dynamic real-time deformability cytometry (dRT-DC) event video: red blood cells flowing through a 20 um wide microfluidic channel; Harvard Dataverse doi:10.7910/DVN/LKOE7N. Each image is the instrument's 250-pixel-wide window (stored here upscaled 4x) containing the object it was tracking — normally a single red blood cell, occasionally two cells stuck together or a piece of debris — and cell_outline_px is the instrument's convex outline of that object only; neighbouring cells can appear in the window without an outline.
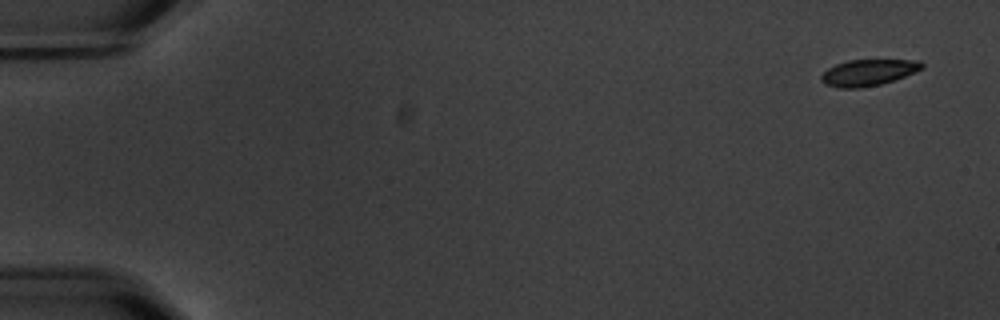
{"species": "common noctule bat (a hibernating species)", "species_latin": "Nyctalus noctula", "temperature_condition": "warm", "stored_images_in_passage": 7, "camera_frame_rate_fps": 3000, "um_per_image_px": 0.085, "animal": {"sex": "male", "body_mass_g": 20.1, "forearm_length_mm": 53.5}, "frame": {"image": 1, "passage_image": 1, "time_ms": 0.0, "image_size_px": [1000, 320], "cell_outline_px": [[924, 68], [904, 76], [880, 84], [860, 88], [840, 88], [824, 84], [820, 80], [820, 76], [828, 68], [836, 64], [848, 60], [920, 60], [924, 64]], "centroid_in_image_um": [73.78, 6.16], "position_along_channel_um": 11.2, "area_um2": 15.37}}
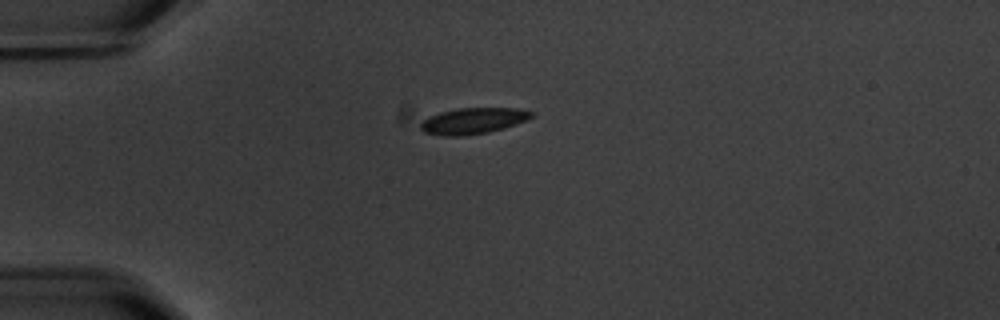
{"frame": {"image": 2, "passage_image": 4, "time_ms": 4.333, "image_size_px": [1000, 320], "cell_outline_px": [[532, 116], [516, 124], [488, 132], [464, 136], [440, 136], [424, 132], [420, 128], [420, 124], [428, 116], [440, 112], [460, 108], [516, 108], [532, 112]], "centroid_in_image_um": [40.15, 10.28], "position_along_channel_um": 44.9, "area_um2": 16.7}}
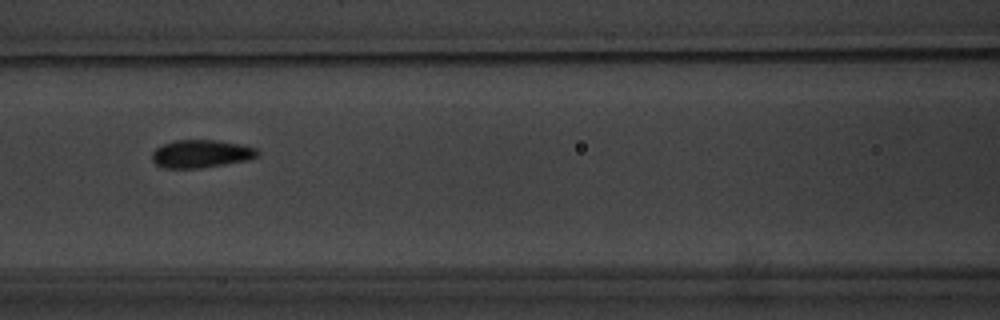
{"frame": {"image": 3, "passage_image": 7, "time_ms": 8.0, "image_size_px": [1000, 320], "cell_outline_px": [[260, 156], [248, 160], [200, 168], [164, 168], [156, 164], [152, 160], [152, 152], [156, 148], [164, 144], [176, 140], [216, 140], [240, 144], [256, 148], [260, 152]], "centroid_in_image_um": [17.12, 13.07], "position_along_channel_um": 149.5, "area_um2": 17.17}}